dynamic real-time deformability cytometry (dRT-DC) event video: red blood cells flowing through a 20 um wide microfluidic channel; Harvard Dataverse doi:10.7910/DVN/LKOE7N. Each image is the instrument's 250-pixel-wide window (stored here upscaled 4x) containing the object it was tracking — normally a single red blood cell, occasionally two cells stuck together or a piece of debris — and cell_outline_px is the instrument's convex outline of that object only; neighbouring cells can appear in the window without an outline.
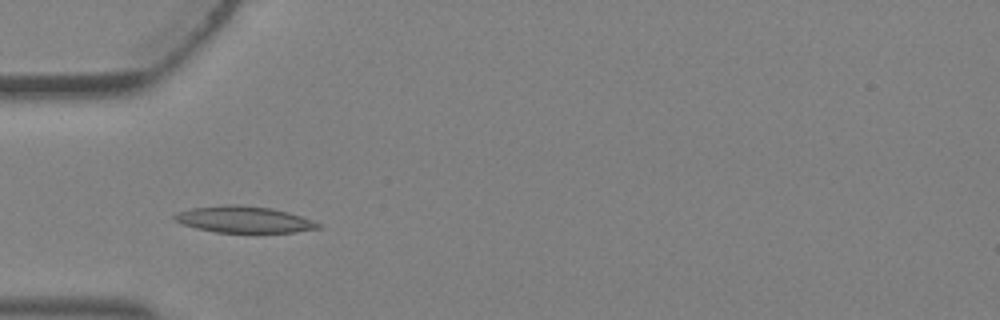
{"species": "Egyptian fruit bat (a non-hibernating species)", "species_latin": "Rousettus aegyptiacus", "temperature_condition": "warm", "stored_images_in_passage": 5, "camera_frame_rate_fps": 3000, "um_per_image_px": 0.085, "animal": {"sex": "female"}, "frame": {"image": 1, "passage_image": 5, "time_ms": 1.333, "image_size_px": [1000, 320], "cell_outline_px": [[320, 228], [292, 232], [216, 232], [196, 228], [184, 224], [176, 220], [172, 216], [176, 212], [192, 208], [224, 204], [236, 204], [272, 208], [288, 212], [312, 220], [320, 224]], "centroid_in_image_um": [20.71, 18.64], "position_along_channel_um": 64.3, "area_um2": 21.96}}